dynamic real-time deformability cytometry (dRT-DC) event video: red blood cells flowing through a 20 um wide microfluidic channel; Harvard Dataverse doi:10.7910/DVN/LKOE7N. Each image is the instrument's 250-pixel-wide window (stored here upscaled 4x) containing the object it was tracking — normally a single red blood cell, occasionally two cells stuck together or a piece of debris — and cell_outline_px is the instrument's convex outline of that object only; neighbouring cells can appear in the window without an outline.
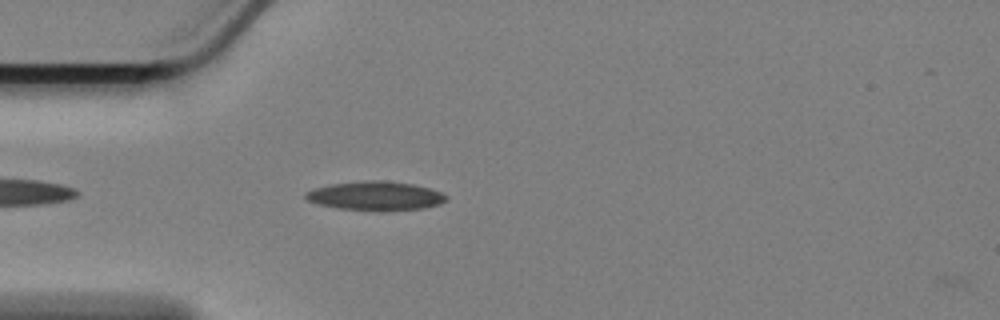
{"species": "Egyptian fruit bat (a non-hibernating species)", "species_latin": "Rousettus aegyptiacus", "temperature_condition": "cold", "stored_images_in_passage": 5, "camera_frame_rate_fps": 3000, "um_per_image_px": 0.085, "animal": {"sex": "female"}, "frame": {"image": 1, "passage_image": 4, "time_ms": 1.0, "image_size_px": [1000, 320], "cell_outline_px": [[448, 200], [440, 204], [424, 208], [340, 208], [320, 204], [308, 200], [304, 196], [304, 192], [316, 188], [332, 184], [368, 180], [384, 180], [412, 184], [428, 188], [440, 192], [448, 196]], "centroid_in_image_um": [31.93, 16.6], "position_along_channel_um": 53.1, "area_um2": 22.6}}